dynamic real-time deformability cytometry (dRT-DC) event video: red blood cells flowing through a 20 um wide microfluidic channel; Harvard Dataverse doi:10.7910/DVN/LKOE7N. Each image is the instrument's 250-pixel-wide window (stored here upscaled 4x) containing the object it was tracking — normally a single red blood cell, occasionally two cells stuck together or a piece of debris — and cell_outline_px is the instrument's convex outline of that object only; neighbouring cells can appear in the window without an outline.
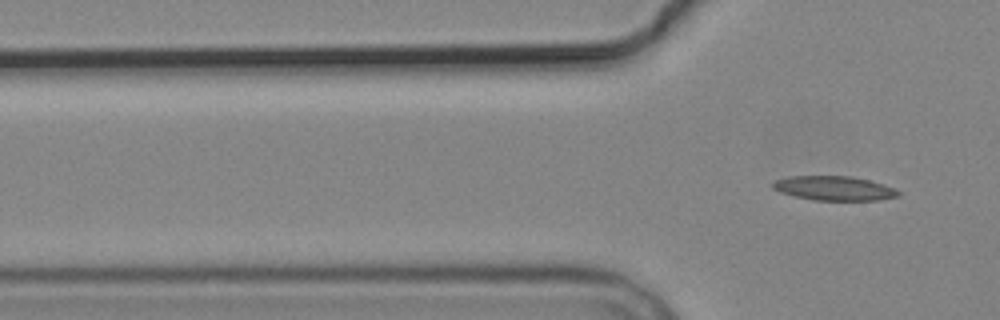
{"species": "common noctule bat (a hibernating species)", "species_latin": "Nyctalus noctula", "temperature_condition": "cold", "stored_images_in_passage": 3, "camera_frame_rate_fps": 3000, "um_per_image_px": 0.085, "animal": {"sex": "male", "body_mass_g": 19.2, "forearm_length_mm": 51.8}, "frame": {"image": 1, "passage_image": 3, "time_ms": 6.0, "image_size_px": [1000, 320], "cell_outline_px": [[900, 196], [876, 200], [812, 200], [780, 192], [772, 188], [772, 184], [776, 180], [788, 176], [848, 176], [868, 180], [884, 184], [900, 192]], "centroid_in_image_um": [70.88, 16.0], "position_along_channel_um": 54.9, "area_um2": 17.63}}